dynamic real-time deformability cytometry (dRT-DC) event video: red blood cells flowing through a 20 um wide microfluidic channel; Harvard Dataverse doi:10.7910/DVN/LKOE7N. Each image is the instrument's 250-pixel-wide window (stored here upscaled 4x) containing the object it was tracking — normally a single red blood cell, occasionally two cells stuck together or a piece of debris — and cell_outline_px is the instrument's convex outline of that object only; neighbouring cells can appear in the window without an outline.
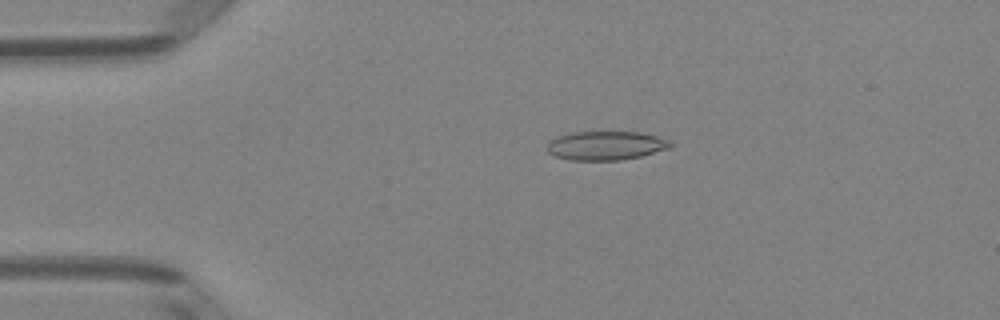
{"species": "Egyptian fruit bat (a non-hibernating species)", "species_latin": "Rousettus aegyptiacus", "temperature_condition": "room temperature", "stored_images_in_passage": 4, "camera_frame_rate_fps": 3000, "um_per_image_px": 0.085, "animal": {"sex": "female"}, "frame": {"image": 1, "passage_image": 3, "time_ms": 0.667, "image_size_px": [1000, 320], "cell_outline_px": [[672, 144], [668, 148], [640, 156], [620, 160], [568, 160], [556, 156], [548, 152], [544, 148], [552, 140], [560, 136], [572, 132], [640, 132], [656, 136], [668, 140]], "centroid_in_image_um": [51.46, 12.38], "position_along_channel_um": 33.5, "area_um2": 20.52}}